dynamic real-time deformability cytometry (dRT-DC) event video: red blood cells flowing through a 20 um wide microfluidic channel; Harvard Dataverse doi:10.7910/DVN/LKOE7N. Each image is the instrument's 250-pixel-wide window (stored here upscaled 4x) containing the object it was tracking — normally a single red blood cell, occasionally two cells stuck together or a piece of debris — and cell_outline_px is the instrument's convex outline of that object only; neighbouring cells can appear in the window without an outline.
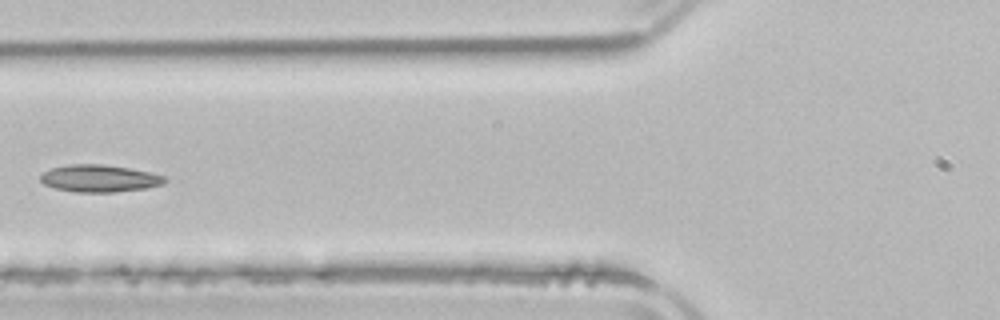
{"species": "common noctule bat (a hibernating species)", "species_latin": "Nyctalus noctula", "temperature_condition": "room temperature", "stored_images_in_passage": 5, "camera_frame_rate_fps": 3000, "um_per_image_px": 0.085, "animal": {"sex": "male", "body_mass_g": 21.5, "forearm_length_mm": 52.0}, "frame": {"image": 1, "passage_image": 5, "time_ms": 5.667, "image_size_px": [1000, 320], "cell_outline_px": [[168, 180], [164, 184], [144, 188], [112, 192], [76, 192], [56, 188], [44, 184], [40, 180], [40, 176], [44, 172], [52, 168], [68, 164], [104, 164], [128, 168], [148, 172], [164, 176]], "centroid_in_image_um": [8.44, 15.16], "position_along_channel_um": 117.4, "area_um2": 19.54}}